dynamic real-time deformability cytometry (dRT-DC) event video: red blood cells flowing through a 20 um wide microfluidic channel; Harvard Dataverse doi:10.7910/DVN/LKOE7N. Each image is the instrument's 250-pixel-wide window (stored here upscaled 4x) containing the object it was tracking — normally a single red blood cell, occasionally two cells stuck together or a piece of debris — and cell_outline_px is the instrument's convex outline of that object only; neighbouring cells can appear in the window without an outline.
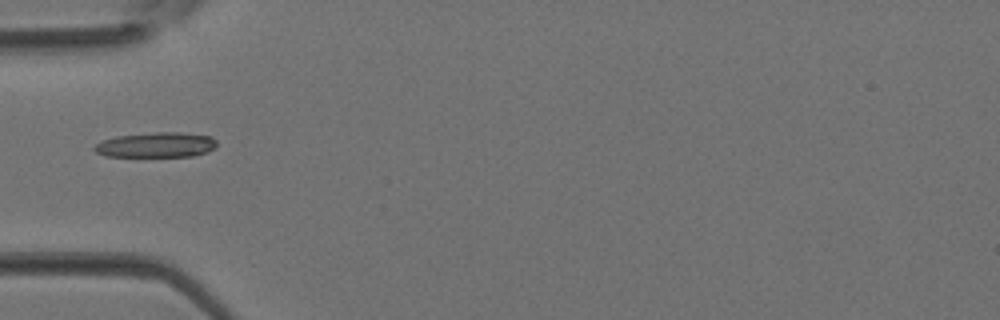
{"species": "Egyptian fruit bat (a non-hibernating species)", "species_latin": "Rousettus aegyptiacus", "temperature_condition": "room temperature", "stored_images_in_passage": 4, "camera_frame_rate_fps": 3000, "um_per_image_px": 0.085, "animal": {"sex": "female"}, "frame": {"image": 1, "passage_image": 4, "time_ms": 1.0, "image_size_px": [1000, 320], "cell_outline_px": [[216, 148], [192, 156], [108, 156], [96, 152], [92, 148], [100, 140], [116, 136], [156, 132], [180, 132], [212, 136], [216, 140]], "centroid_in_image_um": [13.27, 12.3], "position_along_channel_um": 71.7, "area_um2": 17.86}}